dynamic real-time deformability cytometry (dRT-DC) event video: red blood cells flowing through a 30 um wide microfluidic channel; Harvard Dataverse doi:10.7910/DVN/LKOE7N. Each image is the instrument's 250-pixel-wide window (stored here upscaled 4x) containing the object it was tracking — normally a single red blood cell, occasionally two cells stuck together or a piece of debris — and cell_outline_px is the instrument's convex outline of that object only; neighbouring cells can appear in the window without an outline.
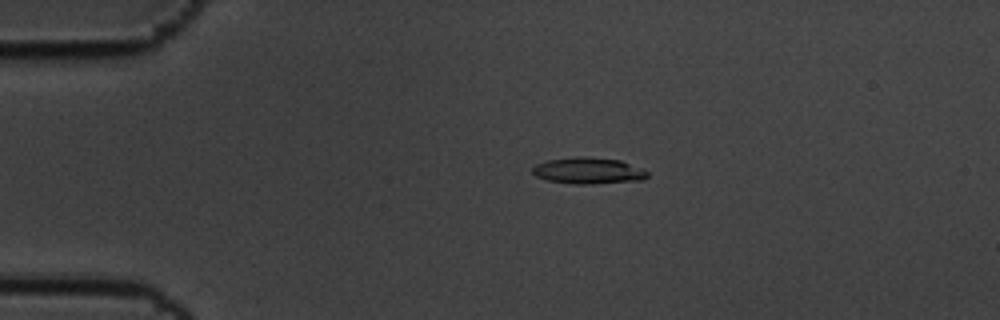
{"species": "common noctule bat (a hibernating species)", "species_latin": "Nyctalus noctula", "temperature_condition": "cold", "stored_images_in_passage": 10, "camera_frame_rate_fps": 3000, "um_per_image_px": 0.085, "animal": {"sex": "male", "body_mass_g": 19.5, "forearm_length_mm": 54.6}, "frame": {"image": 1, "passage_image": 3, "time_ms": 0.667, "image_size_px": [1000, 320], "cell_outline_px": [[648, 176], [644, 180], [592, 184], [572, 184], [548, 180], [536, 176], [532, 172], [532, 168], [536, 164], [548, 160], [576, 156], [588, 156], [620, 160], [648, 172]], "centroid_in_image_um": [49.99, 14.51], "position_along_channel_um": 35.0, "area_um2": 17.69}}
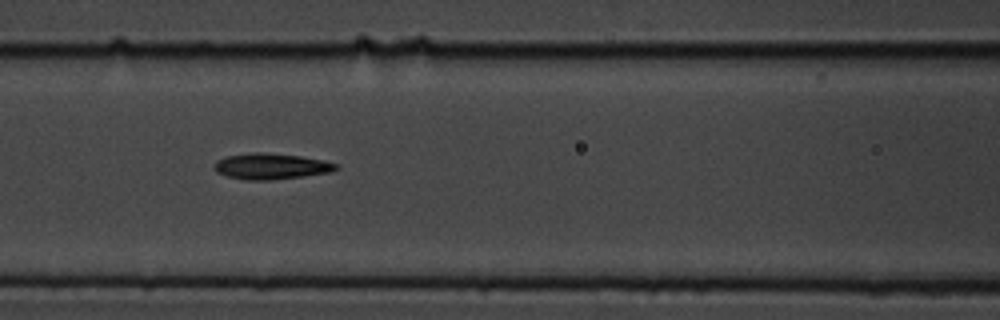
{"frame": {"image": 2, "passage_image": 7, "time_ms": 2.0, "image_size_px": [1000, 320], "cell_outline_px": [[340, 168], [332, 172], [304, 176], [272, 180], [244, 180], [228, 176], [216, 172], [212, 168], [212, 164], [216, 160], [224, 156], [252, 152], [260, 152], [300, 156], [320, 160], [336, 164]], "centroid_in_image_um": [22.97, 14.14], "position_along_channel_um": 143.6, "area_um2": 18.55}}
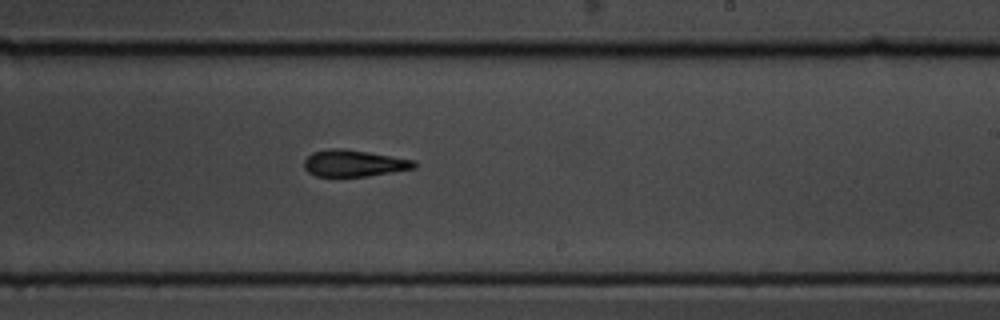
{"frame": {"image": 3, "passage_image": 10, "time_ms": 3.0, "image_size_px": [1000, 320], "cell_outline_px": [[416, 168], [368, 176], [316, 176], [308, 172], [304, 168], [304, 160], [312, 152], [332, 148], [344, 148], [416, 160]], "centroid_in_image_um": [30.08, 13.87], "position_along_channel_um": 258.9, "area_um2": 17.11}}